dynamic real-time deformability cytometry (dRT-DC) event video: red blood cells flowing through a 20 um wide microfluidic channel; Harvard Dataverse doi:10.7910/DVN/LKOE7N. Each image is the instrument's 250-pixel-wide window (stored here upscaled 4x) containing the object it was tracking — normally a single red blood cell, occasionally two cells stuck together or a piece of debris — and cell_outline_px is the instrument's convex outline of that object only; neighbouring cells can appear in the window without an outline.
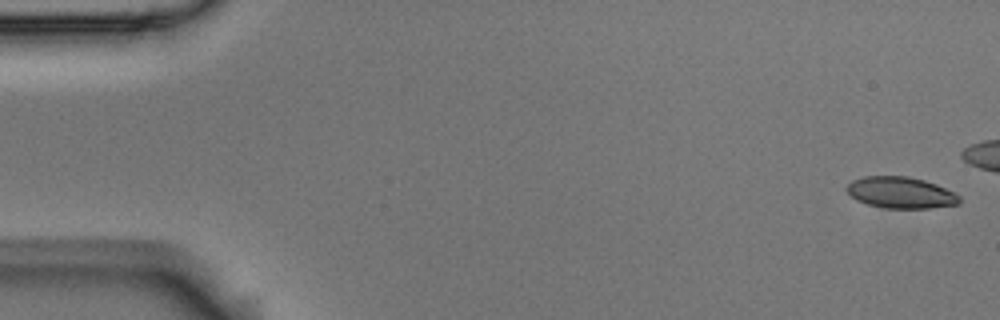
{"species": "Egyptian fruit bat (a non-hibernating species)", "species_latin": "Rousettus aegyptiacus", "temperature_condition": "room temperature", "stored_images_in_passage": 6, "camera_frame_rate_fps": 3000, "um_per_image_px": 0.085, "animal": {"sex": "male"}, "frame": {"image": 1, "passage_image": 1, "time_ms": 0.0, "image_size_px": [1000, 320], "cell_outline_px": [[960, 204], [928, 208], [884, 208], [868, 204], [856, 200], [844, 188], [852, 180], [864, 176], [908, 176], [924, 180], [936, 184], [956, 192], [960, 196]], "centroid_in_image_um": [76.58, 16.37], "position_along_channel_um": 8.4, "area_um2": 20.75}}
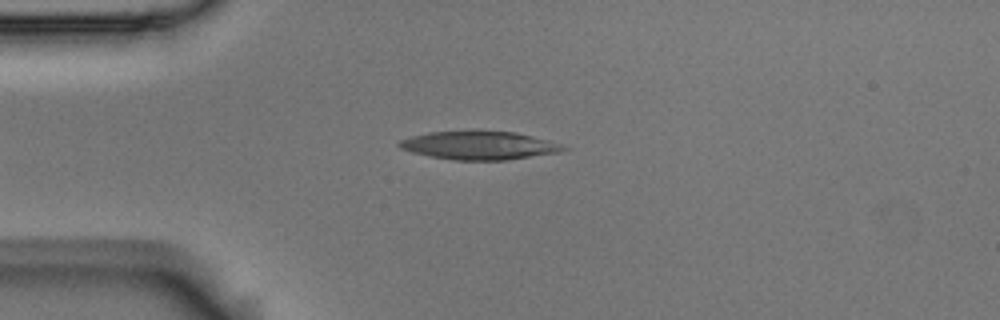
{"frame": {"image": 2, "passage_image": 6, "time_ms": 1.667, "image_size_px": [1000, 320], "cell_outline_px": [[568, 148], [560, 152], [508, 160], [456, 160], [432, 156], [412, 152], [400, 148], [396, 144], [400, 140], [412, 136], [428, 132], [516, 132], [532, 136]], "centroid_in_image_um": [40.69, 12.38], "position_along_channel_um": 44.3, "area_um2": 26.36}}